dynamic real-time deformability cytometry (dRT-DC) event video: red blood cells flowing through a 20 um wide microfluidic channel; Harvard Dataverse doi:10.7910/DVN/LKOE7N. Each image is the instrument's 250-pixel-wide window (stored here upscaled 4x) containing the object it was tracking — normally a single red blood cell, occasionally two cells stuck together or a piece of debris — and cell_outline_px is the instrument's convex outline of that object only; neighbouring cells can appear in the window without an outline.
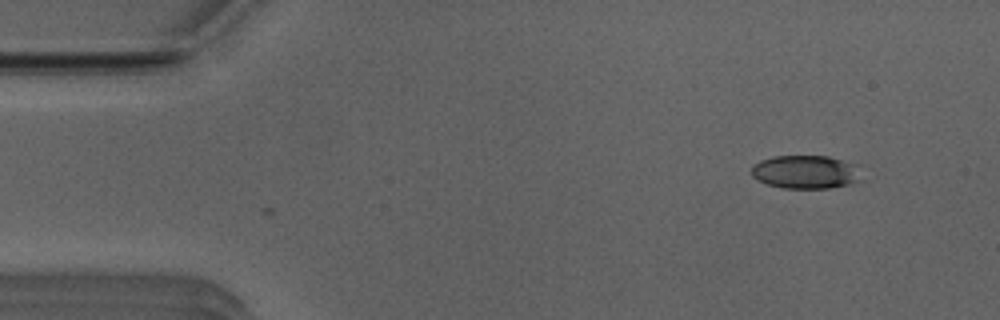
{"species": "Egyptian fruit bat (a non-hibernating species)", "species_latin": "Rousettus aegyptiacus", "temperature_condition": "room temperature", "stored_images_in_passage": 2, "camera_frame_rate_fps": 3000, "um_per_image_px": 0.085, "animal": {"sex": "male"}, "frame": {"image": 1, "passage_image": 2, "time_ms": 0.333, "image_size_px": [1000, 320], "cell_outline_px": [[864, 180], [848, 184], [828, 188], [784, 188], [768, 184], [752, 176], [752, 164], [760, 160], [772, 156], [828, 156], [852, 164]], "centroid_in_image_um": [68.44, 14.62], "position_along_channel_um": 16.6, "area_um2": 21.15}}